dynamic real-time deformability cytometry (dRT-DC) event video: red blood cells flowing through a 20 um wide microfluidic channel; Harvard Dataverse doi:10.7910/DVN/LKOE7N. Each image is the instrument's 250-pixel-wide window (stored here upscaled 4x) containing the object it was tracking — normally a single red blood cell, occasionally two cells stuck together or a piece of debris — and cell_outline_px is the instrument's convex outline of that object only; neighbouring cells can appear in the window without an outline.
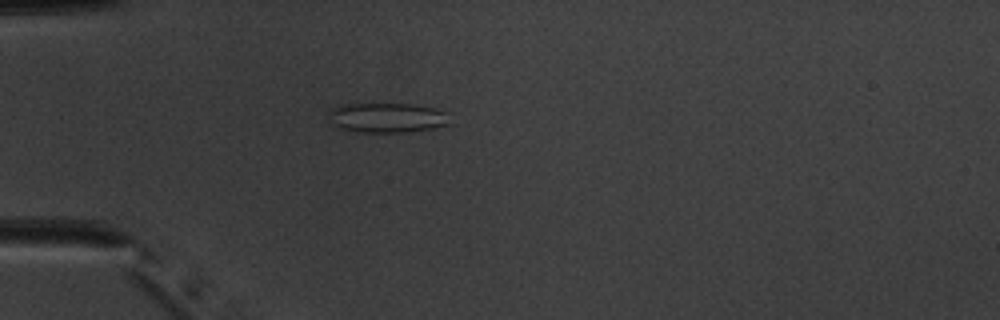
{"species": "common noctule bat (a hibernating species)", "species_latin": "Nyctalus noctula", "temperature_condition": "warm", "stored_images_in_passage": 41, "camera_frame_rate_fps": 3000, "um_per_image_px": 0.085, "animal": {"sex": "male", "body_mass_g": 20.1, "forearm_length_mm": 53.5}, "frame": {"image": 1, "passage_image": 5, "time_ms": 1.333, "image_size_px": [1000, 320], "cell_outline_px": [[452, 124], [432, 128], [408, 132], [356, 132], [340, 128], [332, 124], [328, 112], [328, 108], [336, 104], [412, 104], [436, 108], [444, 112]], "centroid_in_image_um": [32.85, 10.0], "position_along_channel_um": 52.2, "area_um2": 21.27}}
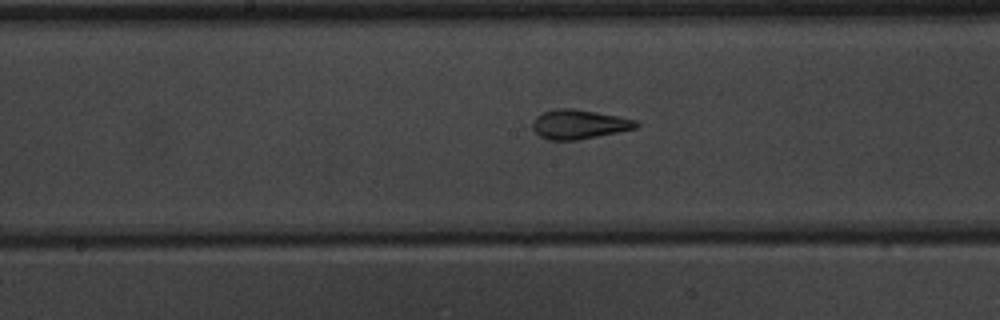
{"frame": {"image": 2, "passage_image": 17, "time_ms": 5.333, "image_size_px": [1000, 320], "cell_outline_px": [[640, 124], [636, 128], [576, 140], [548, 140], [540, 136], [532, 128], [532, 120], [536, 116], [544, 112], [560, 108], [572, 108], [620, 116], [636, 120]], "centroid_in_image_um": [49.2, 10.56], "position_along_channel_um": 199.0, "area_um2": 17.57}}
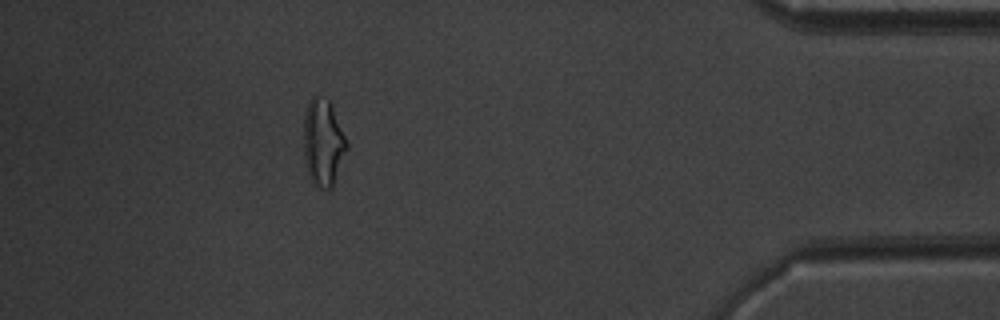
{"frame": {"image": 3, "passage_image": 36, "time_ms": 11.667, "image_size_px": [1000, 320], "cell_outline_px": [[348, 148], [332, 188], [320, 188], [312, 184], [308, 172], [304, 156], [304, 116], [308, 100], [316, 92], [328, 100], [332, 104], [348, 144]], "centroid_in_image_um": [27.46, 12.07], "position_along_channel_um": 407.7, "area_um2": 22.08}, "authors_computed_cell_mechanics": {"area_um2": 18.0914, "velocity_mm_per_s": 4.0, "shape_relaxation_time_tau1_ms": 9.0865, "shape_relaxation_time_tau2_ms": 2.022, "deformation_change_tau1": 0.2218, "deformation_change_tau2": 0.1063}}